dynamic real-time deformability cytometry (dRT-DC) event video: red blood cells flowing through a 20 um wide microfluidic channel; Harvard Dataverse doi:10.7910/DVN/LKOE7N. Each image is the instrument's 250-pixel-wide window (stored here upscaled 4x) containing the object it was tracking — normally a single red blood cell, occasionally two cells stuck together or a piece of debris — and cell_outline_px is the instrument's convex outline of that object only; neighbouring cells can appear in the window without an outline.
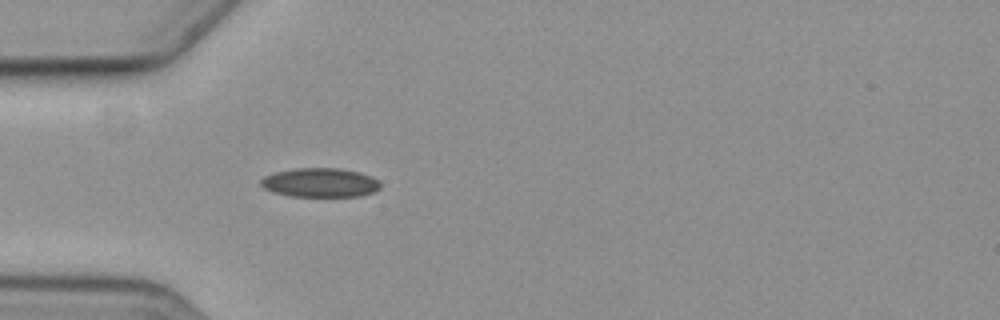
{"species": "common noctule bat (a hibernating species)", "species_latin": "Nyctalus noctula", "temperature_condition": "cold", "stored_images_in_passage": 4, "camera_frame_rate_fps": 3000, "um_per_image_px": 0.085, "animal": {"sex": "female", "body_mass_g": 19.3, "forearm_length_mm": 54.1}, "frame": {"image": 1, "passage_image": 4, "time_ms": 3.667, "image_size_px": [1000, 320], "cell_outline_px": [[380, 188], [372, 192], [360, 196], [292, 196], [272, 192], [264, 188], [260, 184], [260, 180], [264, 176], [276, 172], [296, 168], [340, 168], [360, 172], [376, 180], [380, 184]], "centroid_in_image_um": [27.18, 15.52], "position_along_channel_um": 57.8, "area_um2": 20.11}}